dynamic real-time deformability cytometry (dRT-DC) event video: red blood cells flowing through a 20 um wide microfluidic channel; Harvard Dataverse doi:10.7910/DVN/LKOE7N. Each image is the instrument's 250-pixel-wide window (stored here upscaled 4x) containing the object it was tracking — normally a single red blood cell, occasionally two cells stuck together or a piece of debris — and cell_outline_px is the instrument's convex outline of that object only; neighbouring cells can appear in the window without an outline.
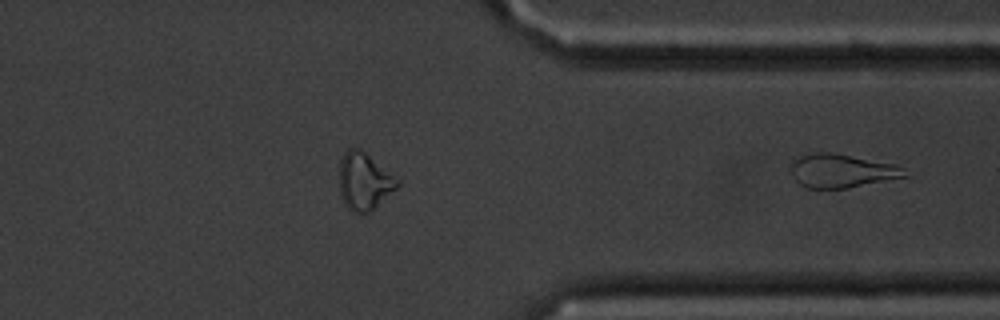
{"species": "common noctule bat (a hibernating species)", "species_latin": "Nyctalus noctula", "temperature_condition": "cold", "stored_images_in_passage": 34, "segment_of_instrument_passage": [2, 2], "camera_frame_rate_fps": 3000, "um_per_image_px": 0.085, "animal": {"sex": "male", "body_mass_g": 20.1, "forearm_length_mm": 53.5}, "frame": {"image": 1, "passage_image": 34, "time_ms": 11.0, "image_size_px": [1000, 320], "cell_outline_px": [[908, 176], [848, 188], [808, 188], [800, 184], [792, 176], [788, 164], [792, 160], [800, 156], [816, 152], [832, 152], [900, 164], [904, 168]], "centroid_in_image_um": [71.55, 14.5], "position_along_channel_um": 339.8, "area_um2": 22.72}}